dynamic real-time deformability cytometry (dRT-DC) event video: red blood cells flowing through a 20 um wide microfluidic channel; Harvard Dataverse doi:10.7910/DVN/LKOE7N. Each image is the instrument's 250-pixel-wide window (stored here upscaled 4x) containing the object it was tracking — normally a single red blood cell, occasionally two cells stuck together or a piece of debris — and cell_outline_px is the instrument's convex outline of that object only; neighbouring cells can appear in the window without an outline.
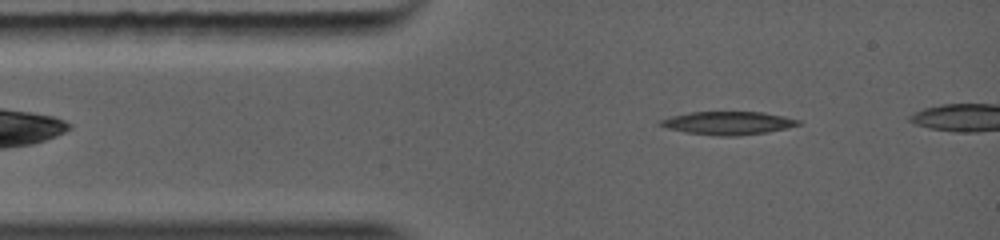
{"species": "common noctule bat (a hibernating species)", "species_latin": "Nyctalus noctula", "temperature_condition": "warm", "stored_images_in_passage": 16, "camera_frame_rate_fps": 5000, "um_per_image_px": 0.085, "animal": {"sex": "female", "body_mass_g": 19.0, "forearm_length_mm": 56.7}, "frame": {"image": 1, "passage_image": 4, "time_ms": 1.2, "image_size_px": [1000, 240], "cell_outline_px": [[796, 124], [780, 128], [760, 132], [692, 132], [672, 128], [660, 124], [664, 120], [696, 112], [756, 112], [792, 120]], "centroid_in_image_um": [61.81, 10.39], "position_along_channel_um": 23.2, "area_um2": 15.32}}
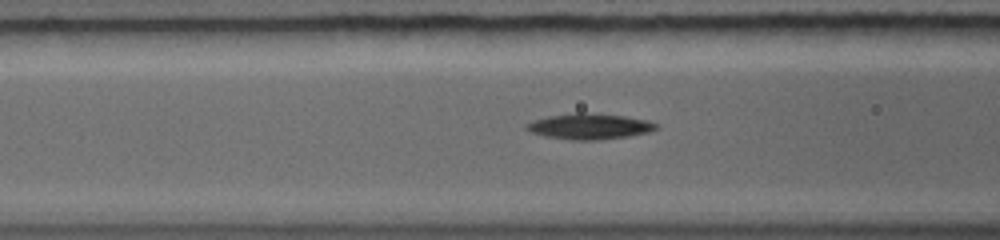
{"frame": {"image": 2, "passage_image": 10, "time_ms": 3.6, "image_size_px": [1000, 240], "cell_outline_px": [[652, 128], [640, 132], [620, 136], [552, 136], [536, 132], [528, 128], [532, 124], [540, 120], [556, 116], [620, 116], [640, 120], [652, 124]], "centroid_in_image_um": [50.12, 10.72], "position_along_channel_um": 116.5, "area_um2": 14.85}}
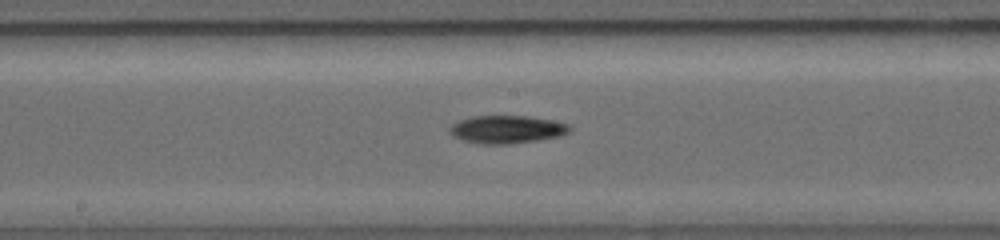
{"frame": {"image": 3, "passage_image": 14, "time_ms": 5.4, "image_size_px": [1000, 240], "cell_outline_px": [[564, 132], [548, 136], [528, 140], [492, 144], [468, 140], [460, 136], [456, 132], [456, 128], [464, 120], [480, 116], [520, 116], [544, 120], [560, 124], [564, 128]], "centroid_in_image_um": [43.04, 10.97], "position_along_channel_um": 205.2, "area_um2": 16.3}}